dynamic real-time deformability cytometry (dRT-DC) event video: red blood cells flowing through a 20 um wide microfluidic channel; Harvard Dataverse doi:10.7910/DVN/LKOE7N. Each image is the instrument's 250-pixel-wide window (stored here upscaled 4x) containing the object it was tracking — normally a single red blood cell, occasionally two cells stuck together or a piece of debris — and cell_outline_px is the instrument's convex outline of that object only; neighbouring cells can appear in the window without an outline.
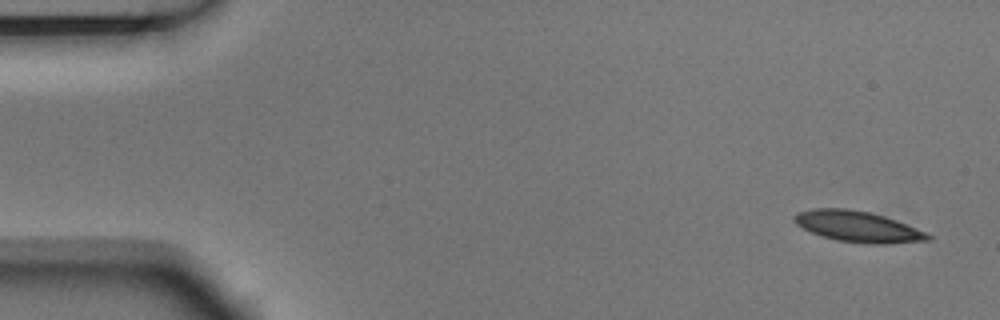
{"species": "Egyptian fruit bat (a non-hibernating species)", "species_latin": "Rousettus aegyptiacus", "temperature_condition": "room temperature", "stored_images_in_passage": 5, "camera_frame_rate_fps": 3000, "um_per_image_px": 0.085, "animal": {"sex": "male"}, "frame": {"image": 1, "passage_image": 1, "time_ms": 0.0, "image_size_px": [1000, 320], "cell_outline_px": [[932, 240], [880, 244], [868, 244], [836, 240], [812, 232], [796, 224], [792, 220], [792, 216], [796, 212], [812, 208], [848, 208], [868, 212], [884, 216], [896, 220], [928, 232], [932, 236]], "centroid_in_image_um": [72.92, 19.25], "position_along_channel_um": 12.1, "area_um2": 24.16}}